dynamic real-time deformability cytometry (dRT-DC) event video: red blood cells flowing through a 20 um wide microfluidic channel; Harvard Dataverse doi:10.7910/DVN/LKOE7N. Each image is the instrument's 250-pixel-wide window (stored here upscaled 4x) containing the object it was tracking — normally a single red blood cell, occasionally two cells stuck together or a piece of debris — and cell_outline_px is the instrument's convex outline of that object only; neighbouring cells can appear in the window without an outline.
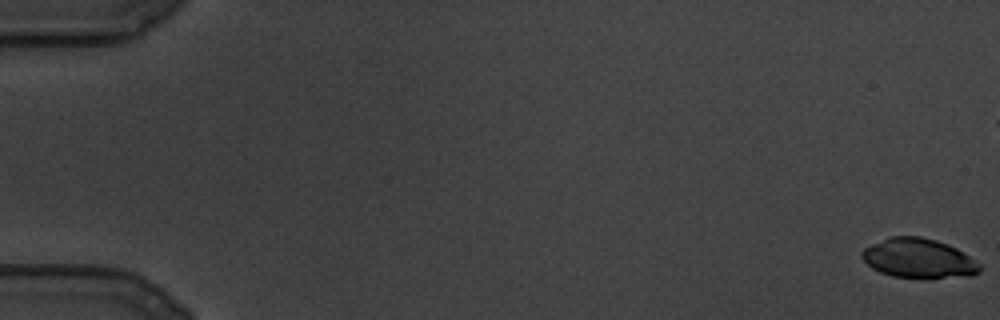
{"species": "common noctule bat (a hibernating species)", "species_latin": "Nyctalus noctula", "temperature_condition": "cold", "stored_images_in_passage": 118, "camera_frame_rate_fps": 3000, "um_per_image_px": 0.085, "animal": {"sex": "male", "body_mass_g": 19.5, "forearm_length_mm": 54.6}, "frame": {"image": 1, "passage_image": 1, "time_ms": 0.0, "image_size_px": [1000, 320], "cell_outline_px": [[980, 272], [972, 276], [892, 276], [880, 272], [872, 268], [860, 256], [860, 252], [864, 248], [888, 236], [920, 236], [936, 240], [948, 244], [956, 248], [980, 264]], "centroid_in_image_um": [78.04, 21.92], "position_along_channel_um": 7.0, "area_um2": 26.59}}